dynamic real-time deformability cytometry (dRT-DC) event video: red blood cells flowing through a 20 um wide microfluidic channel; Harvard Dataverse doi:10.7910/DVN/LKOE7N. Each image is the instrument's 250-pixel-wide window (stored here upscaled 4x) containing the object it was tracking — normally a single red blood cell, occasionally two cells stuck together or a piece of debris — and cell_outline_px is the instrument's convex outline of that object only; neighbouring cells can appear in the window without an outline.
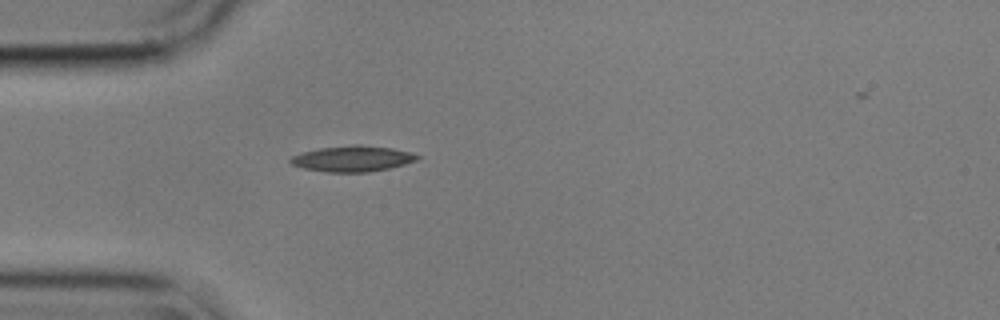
{"species": "common noctule bat (a hibernating species)", "species_latin": "Nyctalus noctula", "temperature_condition": "cold", "stored_images_in_passage": 41, "camera_frame_rate_fps": 3000, "um_per_image_px": 0.085, "animal": {"sex": "male", "body_mass_g": 17.9}, "frame": {"image": 1, "passage_image": 1, "time_ms": 0.0, "image_size_px": [1000, 320], "cell_outline_px": [[420, 156], [416, 160], [404, 164], [388, 168], [368, 172], [328, 172], [304, 168], [292, 164], [288, 160], [292, 156], [304, 152], [320, 148], [352, 144], [360, 144], [392, 148], [408, 152]], "centroid_in_image_um": [29.95, 13.48], "position_along_channel_um": 55.1, "area_um2": 18.84}}
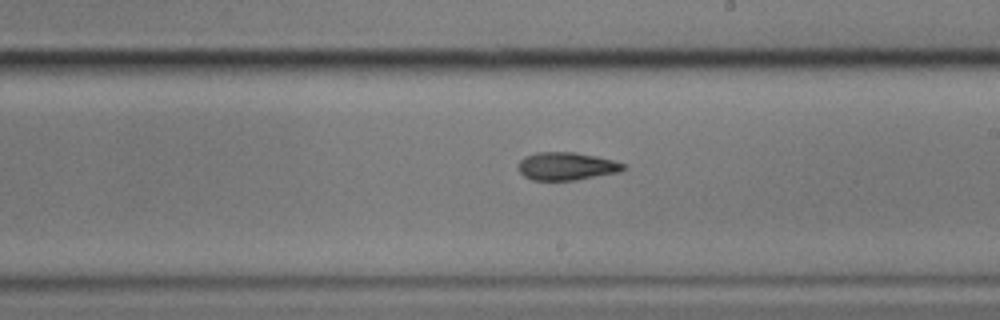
{"frame": {"image": 2, "passage_image": 17, "time_ms": 5.333, "image_size_px": [1000, 320], "cell_outline_px": [[628, 168], [620, 172], [576, 180], [532, 180], [524, 176], [516, 168], [516, 164], [524, 156], [536, 152], [576, 152], [596, 156], [628, 164]], "centroid_in_image_um": [48.16, 14.12], "position_along_channel_um": 240.8, "area_um2": 17.46}}
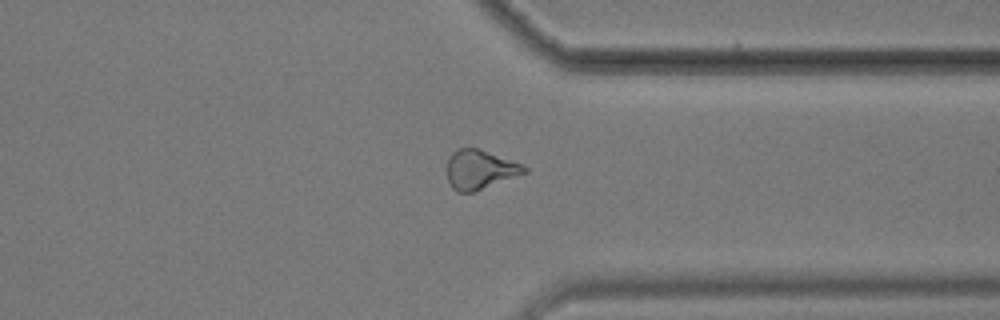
{"frame": {"image": 3, "passage_image": 28, "time_ms": 9.0, "image_size_px": [1000, 320], "cell_outline_px": [[528, 172], [472, 192], [456, 192], [452, 188], [448, 180], [448, 160], [452, 152], [460, 148], [476, 148], [520, 164], [528, 168]], "centroid_in_image_um": [40.76, 14.43], "position_along_channel_um": 370.6, "area_um2": 17.17}, "authors_computed_cell_mechanics": {"area_um2": 17.5134, "velocity_mm_per_s": 3.5869, "shape_relaxation_time_tau1_ms": 7.0275, "shape_relaxation_time_tau2_ms": 4.232, "deformation_change_tau1": 0.1814, "deformation_change_tau2": 0.1083}}